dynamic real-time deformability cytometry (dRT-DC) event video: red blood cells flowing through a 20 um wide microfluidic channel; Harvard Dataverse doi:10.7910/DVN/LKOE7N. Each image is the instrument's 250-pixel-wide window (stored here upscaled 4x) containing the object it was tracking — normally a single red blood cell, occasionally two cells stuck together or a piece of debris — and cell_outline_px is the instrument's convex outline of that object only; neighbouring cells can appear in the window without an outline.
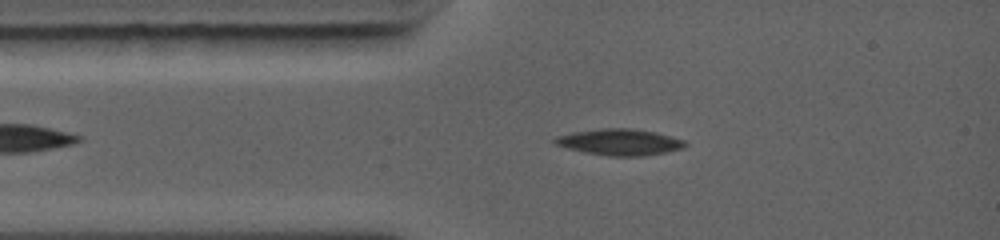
{"species": "common noctule bat (a hibernating species)", "species_latin": "Nyctalus noctula", "temperature_condition": "warm", "stored_images_in_passage": 65, "camera_frame_rate_fps": 5000, "um_per_image_px": 0.085, "animal": {"sex": "female", "body_mass_g": 19.0, "forearm_length_mm": 56.7}, "frame": {"image": 1, "passage_image": 9, "time_ms": 1.6, "image_size_px": [1000, 240], "cell_outline_px": [[688, 144], [684, 148], [644, 156], [608, 156], [584, 152], [568, 148], [556, 144], [552, 140], [556, 136], [572, 132], [600, 128], [632, 128], [656, 132], [684, 140]], "centroid_in_image_um": [52.67, 12.07], "position_along_channel_um": 32.3, "area_um2": 20.0}}
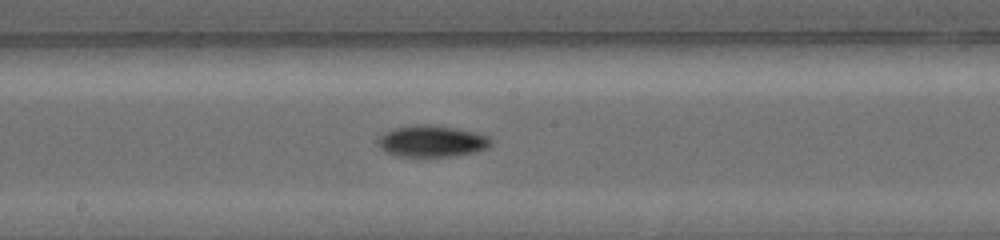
{"frame": {"image": 2, "passage_image": 30, "time_ms": 5.8, "image_size_px": [1000, 240], "cell_outline_px": [[492, 144], [488, 148], [476, 152], [452, 156], [400, 156], [388, 152], [380, 148], [376, 140], [384, 132], [392, 128], [412, 124], [428, 124], [456, 128], [488, 136], [492, 140]], "centroid_in_image_um": [36.69, 11.99], "position_along_channel_um": 211.5, "area_um2": 20.81}}
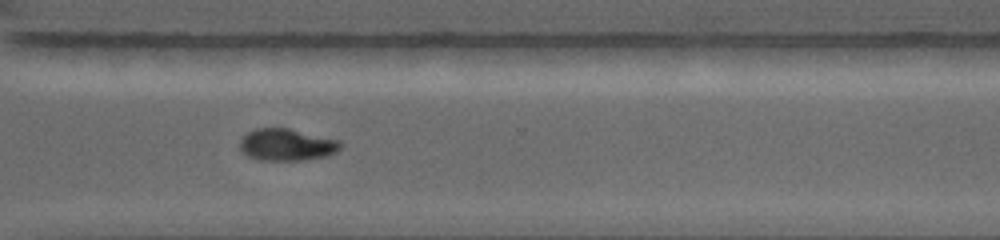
{"frame": {"image": 3, "passage_image": 45, "time_ms": 8.8, "image_size_px": [1000, 240], "cell_outline_px": [[340, 148], [336, 152], [328, 156], [300, 160], [260, 160], [248, 156], [240, 148], [240, 140], [248, 132], [256, 128], [288, 128], [340, 140]], "centroid_in_image_um": [24.38, 12.3], "position_along_channel_um": 346.2, "area_um2": 18.61}, "authors_computed_cell_mechanics": {"area_um2": 19.3052, "velocity_mm_per_s": 4.4825, "shape_relaxation_time_tau1_ms": 3.0006, "shape_relaxation_time_tau2_ms": null, "deformation_change_tau1": 0.1285, "deformation_change_tau2": null}}